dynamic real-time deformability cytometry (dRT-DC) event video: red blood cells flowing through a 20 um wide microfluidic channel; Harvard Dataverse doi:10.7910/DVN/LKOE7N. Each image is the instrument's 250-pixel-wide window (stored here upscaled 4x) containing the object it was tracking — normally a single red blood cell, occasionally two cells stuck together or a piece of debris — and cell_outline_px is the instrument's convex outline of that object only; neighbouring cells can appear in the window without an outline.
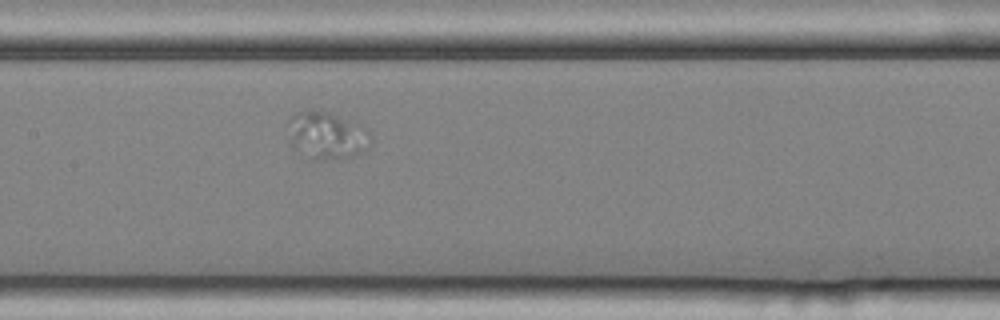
{"species": "common noctule bat (a hibernating species)", "species_latin": "Nyctalus noctula", "temperature_condition": "cold", "stored_images_in_passage": 40, "camera_frame_rate_fps": 3000, "um_per_image_px": 0.085, "animal": {"sex": "female", "body_mass_g": 25.1}, "frame": {"image": 1, "passage_image": 15, "time_ms": 4.667, "image_size_px": [1000, 320], "cell_outline_px": [[372, 140], [368, 148], [352, 156], [320, 160], [312, 160], [296, 148], [292, 144], [288, 120], [292, 116], [300, 112], [320, 108], [332, 112], [368, 128], [372, 136]], "centroid_in_image_um": [27.84, 11.48], "position_along_channel_um": 179.6, "area_um2": 22.89}}
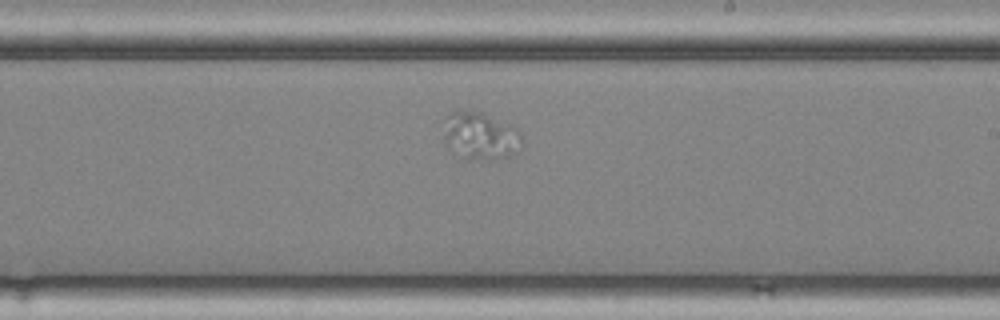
{"frame": {"image": 2, "passage_image": 21, "time_ms": 6.667, "image_size_px": [1000, 320], "cell_outline_px": [[524, 148], [508, 156], [492, 160], [480, 160], [468, 156], [448, 148], [444, 140], [444, 136], [448, 116], [452, 112], [484, 112], [516, 128], [520, 132], [524, 144]], "centroid_in_image_um": [40.93, 11.56], "position_along_channel_um": 248.1, "area_um2": 21.21}}
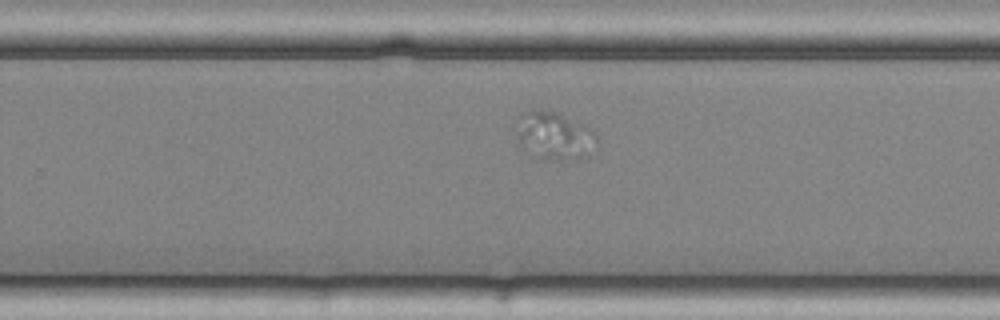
{"frame": {"image": 3, "passage_image": 24, "time_ms": 7.667, "image_size_px": [1000, 320], "cell_outline_px": [[596, 140], [588, 156], [576, 160], [540, 160], [520, 144], [516, 120], [524, 112], [532, 108], [556, 112], [592, 128], [596, 136]], "centroid_in_image_um": [47.12, 11.54], "position_along_channel_um": 282.7, "area_um2": 22.48}}